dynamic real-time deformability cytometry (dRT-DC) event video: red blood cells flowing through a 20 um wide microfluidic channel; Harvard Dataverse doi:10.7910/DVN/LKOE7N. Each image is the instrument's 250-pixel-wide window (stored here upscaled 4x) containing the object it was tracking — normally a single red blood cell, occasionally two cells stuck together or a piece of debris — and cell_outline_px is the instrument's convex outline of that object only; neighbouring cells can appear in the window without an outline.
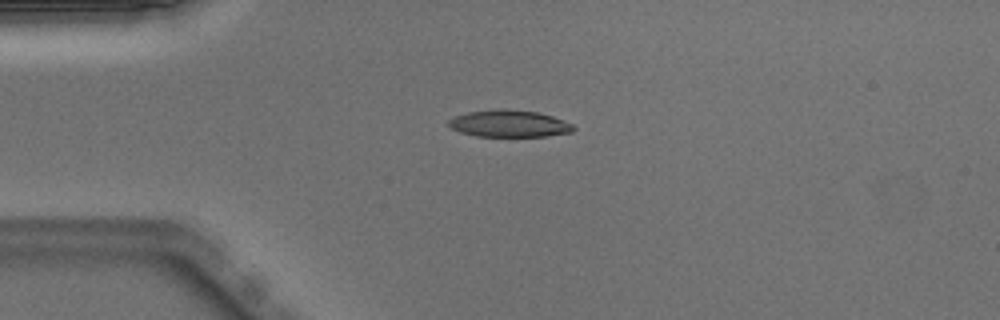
{"species": "Egyptian fruit bat (a non-hibernating species)", "species_latin": "Rousettus aegyptiacus", "temperature_condition": "warm", "stored_images_in_passage": 39, "camera_frame_rate_fps": 3000, "um_per_image_px": 0.085, "animal": {"sex": "male"}, "frame": {"image": 1, "passage_image": 1, "time_ms": 0.0, "image_size_px": [1000, 320], "cell_outline_px": [[576, 128], [572, 132], [548, 136], [476, 136], [460, 132], [452, 128], [448, 124], [448, 120], [456, 116], [468, 112], [496, 108], [504, 108], [536, 112], [552, 116], [572, 124]], "centroid_in_image_um": [43.28, 10.5], "position_along_channel_um": 41.7, "area_um2": 19.59}}
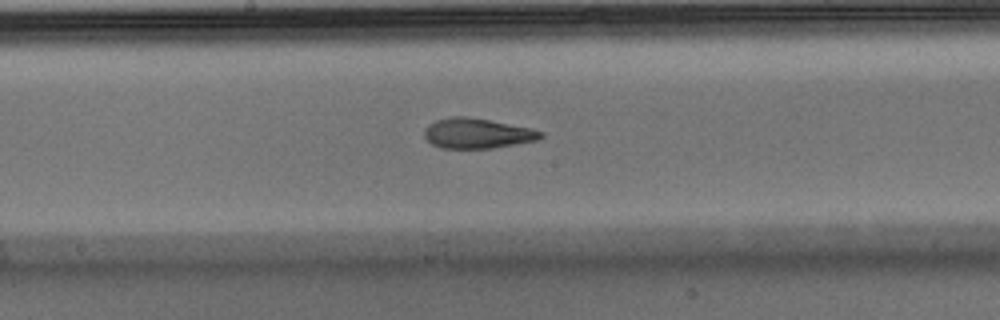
{"frame": {"image": 2, "passage_image": 15, "time_ms": 4.667, "image_size_px": [1000, 320], "cell_outline_px": [[544, 136], [536, 140], [492, 148], [440, 148], [432, 144], [424, 136], [424, 132], [428, 124], [436, 120], [452, 116], [464, 116], [488, 120], [528, 128], [544, 132]], "centroid_in_image_um": [40.52, 11.34], "position_along_channel_um": 207.7, "area_um2": 20.11}}
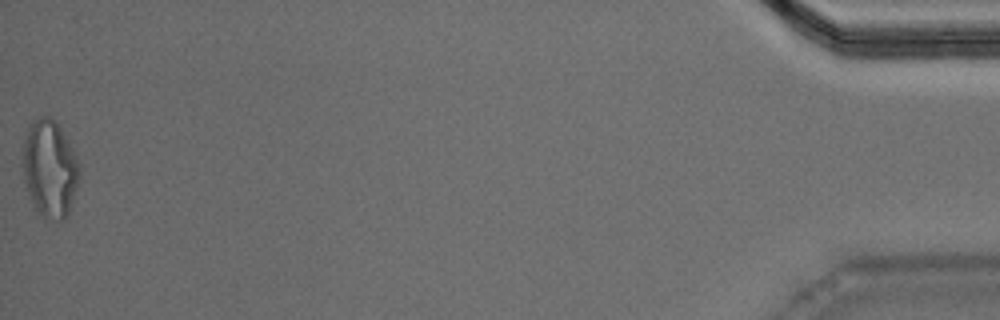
{"frame": {"image": 3, "passage_image": 39, "time_ms": 12.667, "image_size_px": [1000, 320], "cell_outline_px": [[80, 176], [68, 216], [64, 220], [44, 220], [36, 216], [24, 180], [24, 140], [28, 124], [40, 116], [48, 116], [56, 120], [72, 148], [80, 164]], "centroid_in_image_um": [4.24, 14.39], "position_along_channel_um": 431.0, "area_um2": 32.6}, "authors_computed_cell_mechanics": {"area_um2": 20.6924, "velocity_mm_per_s": 4.0196, "shape_relaxation_time_tau1_ms": 8.9499, "shape_relaxation_time_tau2_ms": 2.7175, "deformation_change_tau1": 0.2826, "deformation_change_tau2": 0.1206}}